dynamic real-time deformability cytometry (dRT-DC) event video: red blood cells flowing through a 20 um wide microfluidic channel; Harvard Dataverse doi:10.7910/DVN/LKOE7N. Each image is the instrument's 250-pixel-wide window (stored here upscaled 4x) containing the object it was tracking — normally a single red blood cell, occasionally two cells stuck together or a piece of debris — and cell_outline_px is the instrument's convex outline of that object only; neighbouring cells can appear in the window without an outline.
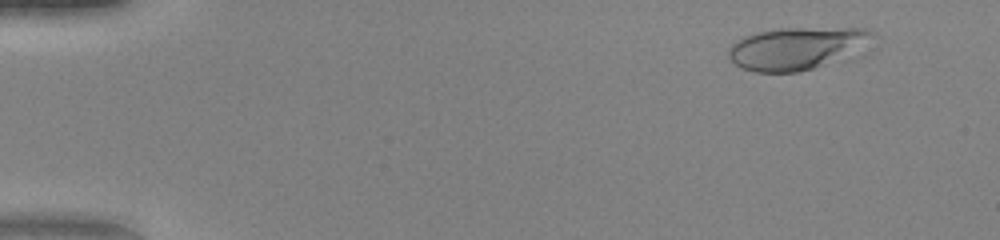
{"species": "human", "species_latin": "Homo sapiens", "temperature_condition": "warm", "stored_images_in_passage": 50, "camera_frame_rate_fps": 3000, "um_per_image_px": 0.085, "donor": {"sex": "female"}, "frame": {"image": 1, "passage_image": 5, "time_ms": 1.333, "image_size_px": [1000, 240], "cell_outline_px": [[880, 36], [848, 60], [796, 72], [756, 72], [740, 68], [728, 56], [728, 48], [736, 40], [744, 36], [756, 32], [780, 28], [872, 28]], "centroid_in_image_um": [67.87, 4.1], "position_along_channel_um": 17.1, "area_um2": 36.82}}
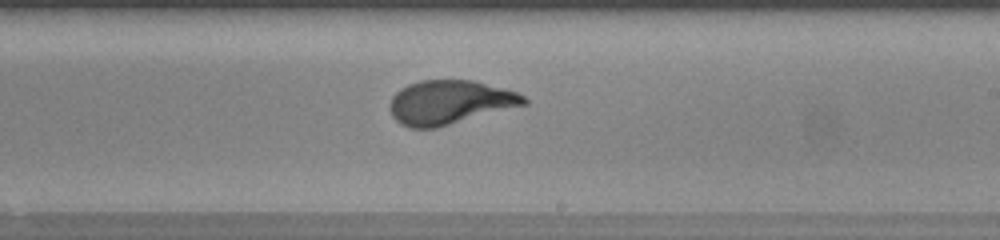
{"frame": {"image": 2, "passage_image": 31, "time_ms": 10.0, "image_size_px": [1000, 240], "cell_outline_px": [[528, 104], [436, 128], [408, 128], [400, 124], [392, 116], [388, 108], [388, 104], [392, 96], [400, 88], [408, 84], [420, 80], [472, 80], [516, 92], [524, 96], [528, 100]], "centroid_in_image_um": [38.18, 8.7], "position_along_channel_um": 250.8, "area_um2": 34.51}}
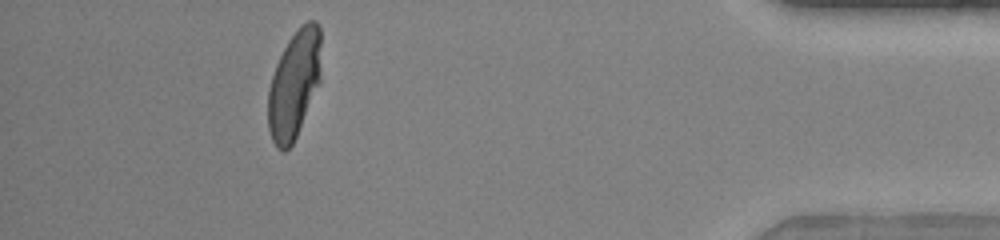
{"frame": {"image": 3, "passage_image": 46, "time_ms": 15.0, "image_size_px": [1000, 240], "cell_outline_px": [[320, 80], [296, 136], [292, 144], [284, 152], [276, 148], [272, 140], [268, 128], [268, 88], [276, 64], [288, 40], [300, 24], [308, 20], [316, 20], [320, 24]], "centroid_in_image_um": [24.99, 7.13], "position_along_channel_um": 410.2, "area_um2": 33.29}, "authors_computed_cell_mechanics": {"area_um2": 33.8997, "velocity_mm_per_s": 4.1555, "shape_relaxation_time_tau1_ms": 3.4332, "shape_relaxation_time_tau2_ms": null, "deformation_change_tau1": 0.2231, "deformation_change_tau2": null}}